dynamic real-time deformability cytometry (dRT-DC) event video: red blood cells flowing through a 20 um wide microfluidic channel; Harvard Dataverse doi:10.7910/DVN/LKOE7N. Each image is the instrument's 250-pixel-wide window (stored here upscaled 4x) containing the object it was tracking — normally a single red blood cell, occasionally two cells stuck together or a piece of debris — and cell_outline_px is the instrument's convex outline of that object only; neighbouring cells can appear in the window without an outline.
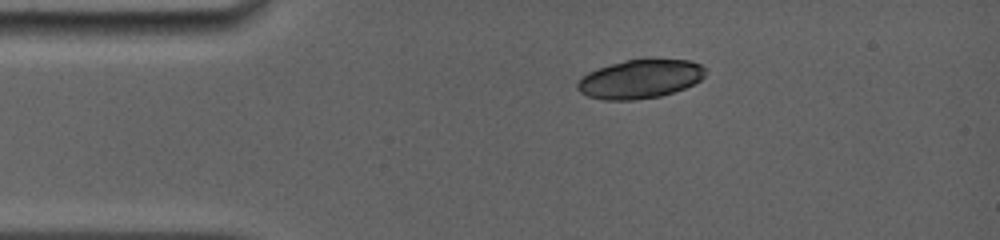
{"species": "common noctule bat (a hibernating species)", "species_latin": "Nyctalus noctula", "temperature_condition": "room temperature", "stored_images_in_passage": 3, "camera_frame_rate_fps": 5000, "um_per_image_px": 0.085, "animal": {"sex": "female", "body_mass_g": 19.0, "forearm_length_mm": 56.7}, "frame": {"image": 1, "passage_image": 1, "time_ms": 0.0, "image_size_px": [1000, 240], "cell_outline_px": [[708, 72], [700, 80], [684, 88], [660, 96], [632, 100], [604, 100], [588, 96], [580, 92], [576, 88], [576, 84], [580, 76], [588, 72], [624, 60], [644, 56], [652, 56], [692, 60], [700, 64]], "centroid_in_image_um": [54.43, 6.66], "position_along_channel_um": 30.6, "area_um2": 29.82}}